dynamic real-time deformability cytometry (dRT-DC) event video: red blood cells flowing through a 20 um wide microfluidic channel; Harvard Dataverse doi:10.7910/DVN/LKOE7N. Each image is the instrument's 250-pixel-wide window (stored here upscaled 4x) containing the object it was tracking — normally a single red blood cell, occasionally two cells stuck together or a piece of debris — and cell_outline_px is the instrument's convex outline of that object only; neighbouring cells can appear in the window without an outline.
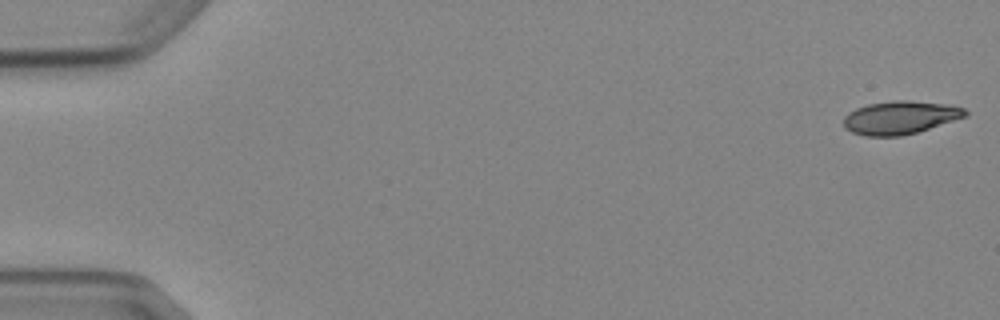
{"species": "Egyptian fruit bat (a non-hibernating species)", "species_latin": "Rousettus aegyptiacus", "temperature_condition": "cold", "stored_images_in_passage": 6, "camera_frame_rate_fps": 3000, "um_per_image_px": 0.085, "animal": {"sex": "female"}, "frame": {"image": 1, "passage_image": 1, "time_ms": 0.0, "image_size_px": [1000, 320], "cell_outline_px": [[968, 116], [916, 132], [900, 136], [864, 136], [852, 132], [844, 128], [844, 116], [848, 112], [856, 108], [868, 104], [896, 100], [908, 100], [944, 104], [964, 108], [968, 112]], "centroid_in_image_um": [76.49, 9.99], "position_along_channel_um": 8.5, "area_um2": 23.41}}
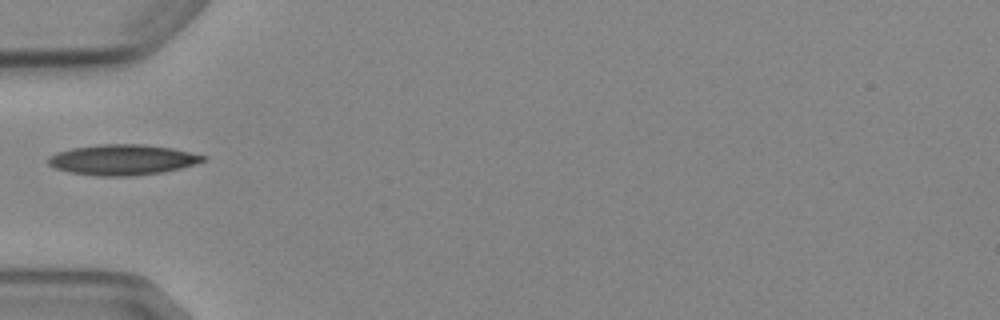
{"frame": {"image": 2, "passage_image": 5, "time_ms": 5.667, "image_size_px": [1000, 320], "cell_outline_px": [[208, 156], [204, 160], [180, 168], [160, 172], [128, 176], [96, 176], [68, 172], [56, 168], [48, 164], [48, 156], [56, 152], [72, 148], [100, 144], [140, 144], [172, 148]], "centroid_in_image_um": [10.36, 13.57], "position_along_channel_um": 74.6, "area_um2": 27.34}}
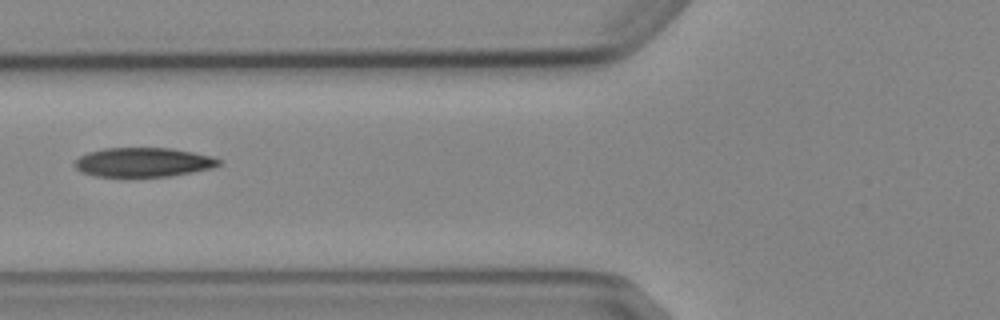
{"frame": {"image": 3, "passage_image": 6, "time_ms": 6.667, "image_size_px": [1000, 320], "cell_outline_px": [[220, 164], [212, 168], [172, 176], [128, 180], [96, 176], [80, 172], [76, 168], [76, 160], [80, 156], [88, 152], [104, 148], [172, 148], [212, 156], [220, 160]], "centroid_in_image_um": [12.14, 13.84], "position_along_channel_um": 113.7, "area_um2": 25.49}}